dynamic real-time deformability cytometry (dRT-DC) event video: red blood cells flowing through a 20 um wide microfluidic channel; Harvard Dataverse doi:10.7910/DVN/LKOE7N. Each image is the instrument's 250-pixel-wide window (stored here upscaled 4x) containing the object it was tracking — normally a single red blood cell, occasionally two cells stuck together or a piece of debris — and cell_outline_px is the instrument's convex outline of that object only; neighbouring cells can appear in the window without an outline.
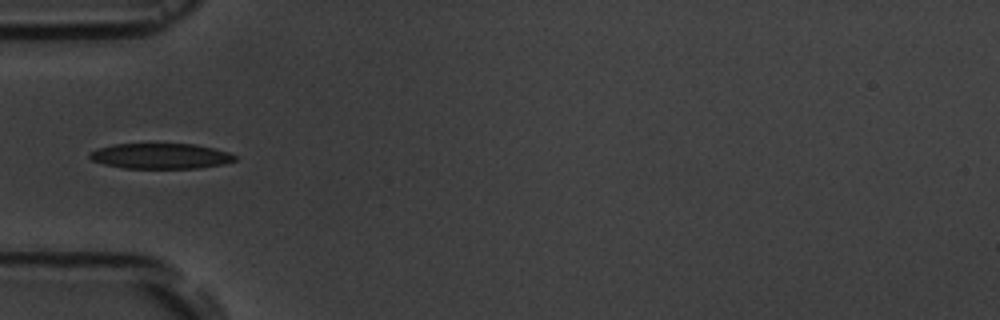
{"species": "common noctule bat (a hibernating species)", "species_latin": "Nyctalus noctula", "temperature_condition": "room temperature", "stored_images_in_passage": 9, "camera_frame_rate_fps": 3000, "um_per_image_px": 0.085, "animal": {"sex": "male", "body_mass_g": 19.5, "forearm_length_mm": 54.6}, "frame": {"image": 1, "passage_image": 1, "time_ms": 0.0, "image_size_px": [1000, 320], "cell_outline_px": [[236, 160], [224, 164], [200, 168], [124, 168], [104, 164], [92, 160], [88, 156], [88, 152], [96, 148], [112, 144], [196, 144], [228, 152], [236, 156]], "centroid_in_image_um": [13.62, 13.26], "position_along_channel_um": 71.4, "area_um2": 21.62}}
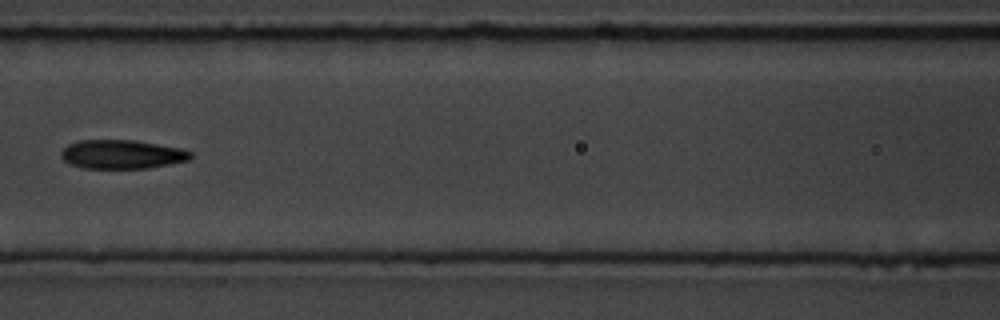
{"frame": {"image": 2, "passage_image": 3, "time_ms": 2.333, "image_size_px": [1000, 320], "cell_outline_px": [[192, 156], [188, 160], [148, 168], [84, 168], [72, 164], [64, 160], [60, 156], [60, 152], [68, 144], [80, 140], [132, 140], [184, 148], [192, 152]], "centroid_in_image_um": [10.37, 13.11], "position_along_channel_um": 156.2, "area_um2": 21.73}}
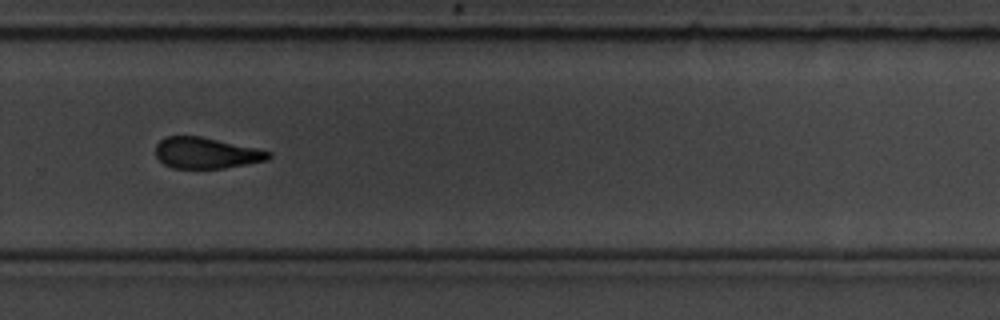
{"frame": {"image": 3, "passage_image": 7, "time_ms": 6.667, "image_size_px": [1000, 320], "cell_outline_px": [[272, 156], [268, 160], [224, 168], [172, 168], [164, 164], [156, 156], [156, 144], [160, 140], [168, 136], [200, 136], [256, 148], [272, 152]], "centroid_in_image_um": [17.53, 13.01], "position_along_channel_um": 312.3, "area_um2": 20.35}}